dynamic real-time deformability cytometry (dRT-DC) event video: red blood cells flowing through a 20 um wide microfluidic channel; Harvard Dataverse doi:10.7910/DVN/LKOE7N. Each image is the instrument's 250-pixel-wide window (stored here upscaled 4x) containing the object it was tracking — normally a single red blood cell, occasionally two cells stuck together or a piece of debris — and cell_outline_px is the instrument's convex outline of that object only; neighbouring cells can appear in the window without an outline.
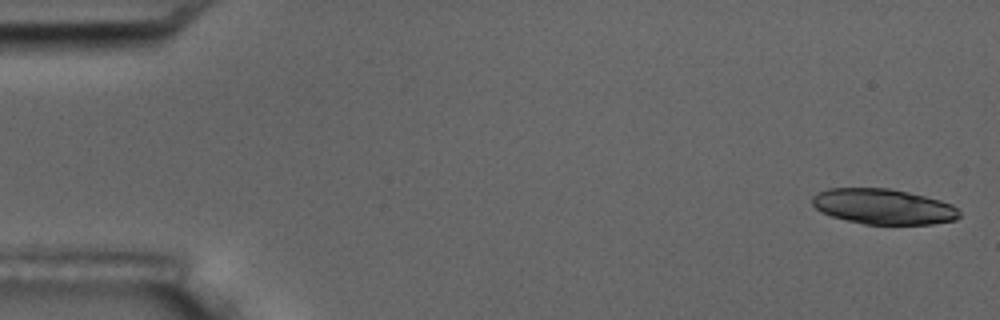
{"species": "common noctule bat (a hibernating species)", "species_latin": "Nyctalus noctula", "temperature_condition": "room temperature", "stored_images_in_passage": 6, "camera_frame_rate_fps": 3000, "um_per_image_px": 0.085, "animal": {"sex": "male", "body_mass_g": 17.5, "forearm_length_mm": 52.3}, "frame": {"image": 1, "passage_image": 1, "time_ms": 0.0, "image_size_px": [1000, 320], "cell_outline_px": [[960, 216], [956, 220], [932, 224], [864, 224], [832, 216], [820, 212], [812, 204], [812, 196], [816, 192], [828, 188], [888, 188], [908, 192], [940, 200], [952, 204], [960, 212]], "centroid_in_image_um": [75.07, 17.55], "position_along_channel_um": 9.9, "area_um2": 30.4}}